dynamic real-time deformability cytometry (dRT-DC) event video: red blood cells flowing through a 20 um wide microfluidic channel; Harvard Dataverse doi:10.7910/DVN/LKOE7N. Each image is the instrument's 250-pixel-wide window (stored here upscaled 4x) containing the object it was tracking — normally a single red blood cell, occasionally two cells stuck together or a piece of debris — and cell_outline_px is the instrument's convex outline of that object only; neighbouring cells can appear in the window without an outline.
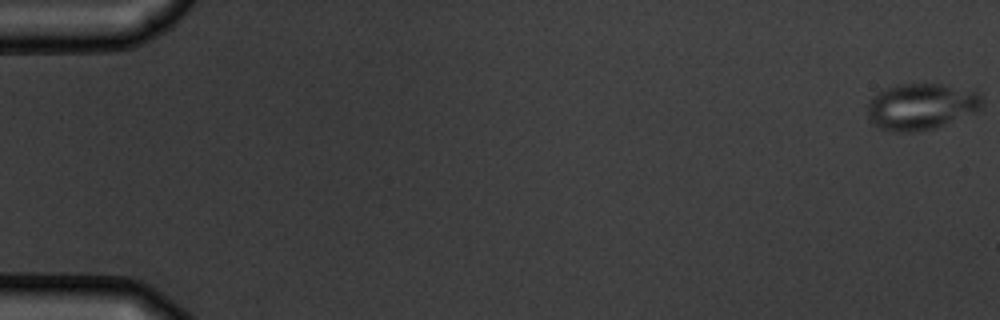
{"species": "common noctule bat (a hibernating species)", "species_latin": "Nyctalus noctula", "temperature_condition": "warm", "stored_images_in_passage": 8, "camera_frame_rate_fps": 3000, "um_per_image_px": 0.085, "animal": {"sex": "male", "body_mass_g": 19.5, "forearm_length_mm": 54.6}, "frame": {"image": 1, "passage_image": 1, "time_ms": 0.0, "image_size_px": [1000, 320], "cell_outline_px": [[984, 104], [980, 108], [972, 112], [936, 128], [912, 132], [892, 132], [880, 128], [872, 124], [868, 120], [868, 104], [880, 92], [888, 88], [900, 84], [940, 84], [976, 88], [984, 96]], "centroid_in_image_um": [78.37, 9.04], "position_along_channel_um": 6.6, "area_um2": 31.21}}